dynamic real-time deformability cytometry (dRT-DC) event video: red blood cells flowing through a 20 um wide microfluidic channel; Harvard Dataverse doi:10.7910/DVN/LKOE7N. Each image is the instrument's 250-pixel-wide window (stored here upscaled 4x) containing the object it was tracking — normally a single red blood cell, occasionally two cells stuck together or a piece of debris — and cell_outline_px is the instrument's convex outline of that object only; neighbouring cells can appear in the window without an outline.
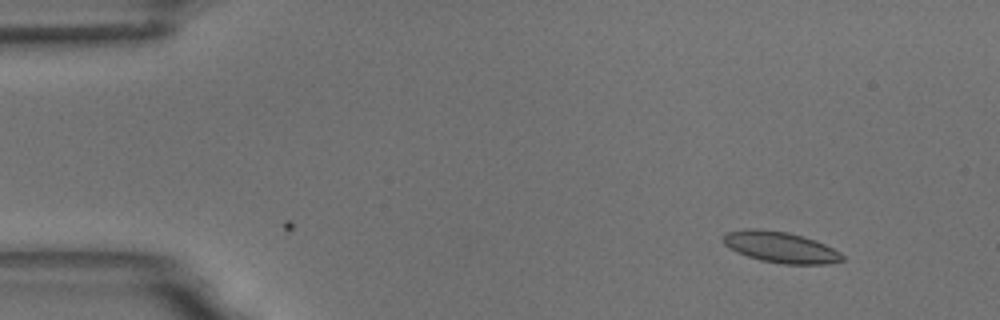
{"species": "common noctule bat (a hibernating species)", "species_latin": "Nyctalus noctula", "temperature_condition": "room temperature", "stored_images_in_passage": 3, "camera_frame_rate_fps": 3000, "um_per_image_px": 0.085, "animal": {"sex": "male", "body_mass_g": 18.8}, "frame": {"image": 1, "passage_image": 3, "time_ms": 0.667, "image_size_px": [1000, 320], "cell_outline_px": [[844, 260], [828, 264], [784, 264], [760, 260], [736, 252], [724, 244], [720, 236], [724, 232], [748, 228], [756, 228], [788, 232], [804, 236], [816, 240], [840, 252], [844, 256]], "centroid_in_image_um": [66.31, 21.0], "position_along_channel_um": 18.7, "area_um2": 21.79}}